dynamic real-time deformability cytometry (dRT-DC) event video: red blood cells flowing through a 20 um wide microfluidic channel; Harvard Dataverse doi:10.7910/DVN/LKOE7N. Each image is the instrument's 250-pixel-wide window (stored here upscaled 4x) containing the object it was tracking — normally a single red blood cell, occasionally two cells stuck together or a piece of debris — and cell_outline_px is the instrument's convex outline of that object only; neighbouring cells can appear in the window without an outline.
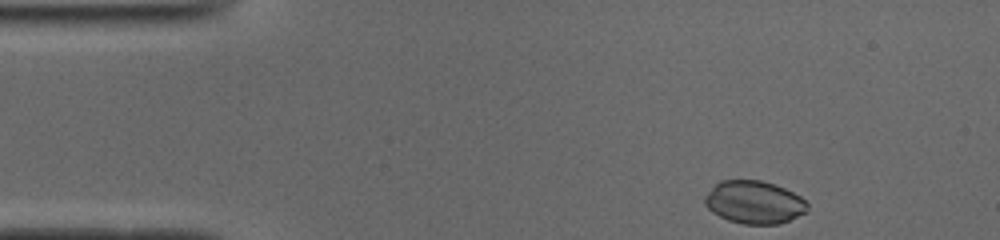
{"species": "common noctule bat (a hibernating species)", "species_latin": "Nyctalus noctula", "temperature_condition": "cold", "stored_images_in_passage": 45, "camera_frame_rate_fps": 3000, "um_per_image_px": 0.085, "animal": {"sex": "male", "body_mass_g": 19.0, "forearm_length_mm": 50.8}, "frame": {"image": 1, "passage_image": 1, "time_ms": 0.0, "image_size_px": [1000, 240], "cell_outline_px": [[808, 212], [780, 224], [744, 224], [728, 220], [712, 212], [704, 204], [704, 196], [720, 180], [760, 180], [776, 184], [800, 196], [808, 204]], "centroid_in_image_um": [64.12, 17.19], "position_along_channel_um": 20.9, "area_um2": 25.72}}
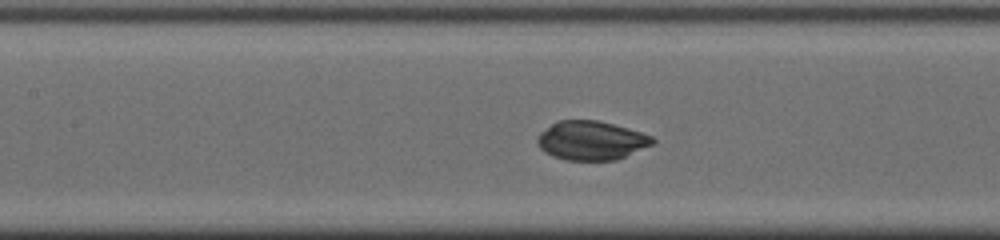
{"frame": {"image": 2, "passage_image": 17, "time_ms": 5.333, "image_size_px": [1000, 240], "cell_outline_px": [[656, 144], [616, 160], [564, 160], [552, 156], [544, 152], [536, 144], [536, 140], [540, 132], [556, 120], [596, 120], [628, 128], [652, 136], [656, 140]], "centroid_in_image_um": [50.25, 11.95], "position_along_channel_um": 157.1, "area_um2": 26.47}}
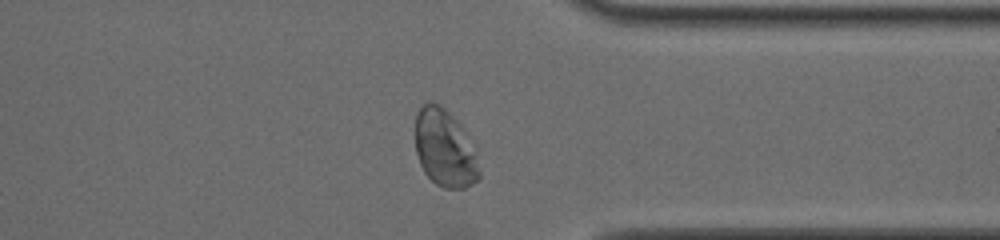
{"frame": {"image": 3, "passage_image": 34, "time_ms": 11.0, "image_size_px": [1000, 240], "cell_outline_px": [[480, 176], [472, 184], [464, 188], [444, 188], [436, 184], [424, 172], [420, 164], [416, 152], [416, 112], [428, 100], [432, 100], [444, 108], [464, 128], [476, 148], [480, 172]], "centroid_in_image_um": [37.83, 12.6], "position_along_channel_um": 373.6, "area_um2": 29.19}, "authors_computed_cell_mechanics": {"area_um2": 27.0504, "velocity_mm_per_s": 3.9065, "shape_relaxation_time_tau1_ms": 4.7543, "shape_relaxation_time_tau2_ms": null, "deformation_change_tau1": 0.194, "deformation_change_tau2": null}}